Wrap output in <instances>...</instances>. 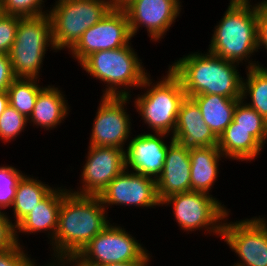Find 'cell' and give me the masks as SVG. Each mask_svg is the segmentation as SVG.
Here are the masks:
<instances>
[{
	"instance_id": "1",
	"label": "cell",
	"mask_w": 267,
	"mask_h": 266,
	"mask_svg": "<svg viewBox=\"0 0 267 266\" xmlns=\"http://www.w3.org/2000/svg\"><path fill=\"white\" fill-rule=\"evenodd\" d=\"M107 214L98 196L78 195L68 190L59 209L54 240L50 243L52 258H74L110 224Z\"/></svg>"
},
{
	"instance_id": "2",
	"label": "cell",
	"mask_w": 267,
	"mask_h": 266,
	"mask_svg": "<svg viewBox=\"0 0 267 266\" xmlns=\"http://www.w3.org/2000/svg\"><path fill=\"white\" fill-rule=\"evenodd\" d=\"M171 63L169 69L180 79L189 98L200 94L242 98L243 78L238 71L239 64L209 51L191 52Z\"/></svg>"
},
{
	"instance_id": "3",
	"label": "cell",
	"mask_w": 267,
	"mask_h": 266,
	"mask_svg": "<svg viewBox=\"0 0 267 266\" xmlns=\"http://www.w3.org/2000/svg\"><path fill=\"white\" fill-rule=\"evenodd\" d=\"M229 2L213 28L207 51L239 65L247 64L245 69L260 66V62L252 59L258 52L257 3L251 0Z\"/></svg>"
},
{
	"instance_id": "4",
	"label": "cell",
	"mask_w": 267,
	"mask_h": 266,
	"mask_svg": "<svg viewBox=\"0 0 267 266\" xmlns=\"http://www.w3.org/2000/svg\"><path fill=\"white\" fill-rule=\"evenodd\" d=\"M135 50L130 43L121 48L96 51L79 65L91 78L106 84L102 96L132 97L131 90L139 89L150 74Z\"/></svg>"
},
{
	"instance_id": "5",
	"label": "cell",
	"mask_w": 267,
	"mask_h": 266,
	"mask_svg": "<svg viewBox=\"0 0 267 266\" xmlns=\"http://www.w3.org/2000/svg\"><path fill=\"white\" fill-rule=\"evenodd\" d=\"M154 82L149 74L139 87L143 92L133 102L143 125L154 133L173 135L180 106L187 97L180 79L169 69ZM146 91V92H145Z\"/></svg>"
},
{
	"instance_id": "6",
	"label": "cell",
	"mask_w": 267,
	"mask_h": 266,
	"mask_svg": "<svg viewBox=\"0 0 267 266\" xmlns=\"http://www.w3.org/2000/svg\"><path fill=\"white\" fill-rule=\"evenodd\" d=\"M47 47L57 52L49 15L19 17L16 38L8 53L15 78L40 80Z\"/></svg>"
},
{
	"instance_id": "7",
	"label": "cell",
	"mask_w": 267,
	"mask_h": 266,
	"mask_svg": "<svg viewBox=\"0 0 267 266\" xmlns=\"http://www.w3.org/2000/svg\"><path fill=\"white\" fill-rule=\"evenodd\" d=\"M48 12L52 41L57 52L77 43L83 33L114 6L113 0H56Z\"/></svg>"
},
{
	"instance_id": "8",
	"label": "cell",
	"mask_w": 267,
	"mask_h": 266,
	"mask_svg": "<svg viewBox=\"0 0 267 266\" xmlns=\"http://www.w3.org/2000/svg\"><path fill=\"white\" fill-rule=\"evenodd\" d=\"M217 199L213 195L189 191L169 196L161 202V207L173 208L174 221L187 234L204 230V234H215L218 238L225 218L231 212Z\"/></svg>"
},
{
	"instance_id": "9",
	"label": "cell",
	"mask_w": 267,
	"mask_h": 266,
	"mask_svg": "<svg viewBox=\"0 0 267 266\" xmlns=\"http://www.w3.org/2000/svg\"><path fill=\"white\" fill-rule=\"evenodd\" d=\"M142 245L121 224L110 223L74 258L82 265L152 261V253L150 254L148 249Z\"/></svg>"
},
{
	"instance_id": "10",
	"label": "cell",
	"mask_w": 267,
	"mask_h": 266,
	"mask_svg": "<svg viewBox=\"0 0 267 266\" xmlns=\"http://www.w3.org/2000/svg\"><path fill=\"white\" fill-rule=\"evenodd\" d=\"M229 216L222 226L221 239L239 259L231 266H267V218L259 215L229 221Z\"/></svg>"
},
{
	"instance_id": "11",
	"label": "cell",
	"mask_w": 267,
	"mask_h": 266,
	"mask_svg": "<svg viewBox=\"0 0 267 266\" xmlns=\"http://www.w3.org/2000/svg\"><path fill=\"white\" fill-rule=\"evenodd\" d=\"M132 38L125 10L113 6L99 22L83 33L68 54L80 64L93 52L121 48L133 42Z\"/></svg>"
},
{
	"instance_id": "12",
	"label": "cell",
	"mask_w": 267,
	"mask_h": 266,
	"mask_svg": "<svg viewBox=\"0 0 267 266\" xmlns=\"http://www.w3.org/2000/svg\"><path fill=\"white\" fill-rule=\"evenodd\" d=\"M90 131L89 146L126 149L132 135V117L126 105L131 97L101 96ZM131 118V119H130Z\"/></svg>"
},
{
	"instance_id": "13",
	"label": "cell",
	"mask_w": 267,
	"mask_h": 266,
	"mask_svg": "<svg viewBox=\"0 0 267 266\" xmlns=\"http://www.w3.org/2000/svg\"><path fill=\"white\" fill-rule=\"evenodd\" d=\"M105 209L116 206L141 208L160 207L156 180L126 168L118 174L98 196Z\"/></svg>"
},
{
	"instance_id": "14",
	"label": "cell",
	"mask_w": 267,
	"mask_h": 266,
	"mask_svg": "<svg viewBox=\"0 0 267 266\" xmlns=\"http://www.w3.org/2000/svg\"><path fill=\"white\" fill-rule=\"evenodd\" d=\"M88 154L80 174V187L70 192L78 195L99 196L106 186L125 167V150L116 147L88 146Z\"/></svg>"
},
{
	"instance_id": "15",
	"label": "cell",
	"mask_w": 267,
	"mask_h": 266,
	"mask_svg": "<svg viewBox=\"0 0 267 266\" xmlns=\"http://www.w3.org/2000/svg\"><path fill=\"white\" fill-rule=\"evenodd\" d=\"M181 0H131L125 10L133 37L145 28L150 41L164 39L182 10Z\"/></svg>"
},
{
	"instance_id": "16",
	"label": "cell",
	"mask_w": 267,
	"mask_h": 266,
	"mask_svg": "<svg viewBox=\"0 0 267 266\" xmlns=\"http://www.w3.org/2000/svg\"><path fill=\"white\" fill-rule=\"evenodd\" d=\"M125 149V167L137 174L155 180L161 175L169 144L166 133H144L132 135Z\"/></svg>"
},
{
	"instance_id": "17",
	"label": "cell",
	"mask_w": 267,
	"mask_h": 266,
	"mask_svg": "<svg viewBox=\"0 0 267 266\" xmlns=\"http://www.w3.org/2000/svg\"><path fill=\"white\" fill-rule=\"evenodd\" d=\"M161 175L156 179L157 195L162 202L171 195L191 191L190 148L169 138Z\"/></svg>"
},
{
	"instance_id": "18",
	"label": "cell",
	"mask_w": 267,
	"mask_h": 266,
	"mask_svg": "<svg viewBox=\"0 0 267 266\" xmlns=\"http://www.w3.org/2000/svg\"><path fill=\"white\" fill-rule=\"evenodd\" d=\"M172 138L189 148L218 144V138L203 120L199 107L189 97L180 106Z\"/></svg>"
},
{
	"instance_id": "19",
	"label": "cell",
	"mask_w": 267,
	"mask_h": 266,
	"mask_svg": "<svg viewBox=\"0 0 267 266\" xmlns=\"http://www.w3.org/2000/svg\"><path fill=\"white\" fill-rule=\"evenodd\" d=\"M64 187V188H63ZM55 188L15 227L16 241L21 243L19 234L45 233L49 243L54 240L58 227V214L64 194L68 187Z\"/></svg>"
},
{
	"instance_id": "20",
	"label": "cell",
	"mask_w": 267,
	"mask_h": 266,
	"mask_svg": "<svg viewBox=\"0 0 267 266\" xmlns=\"http://www.w3.org/2000/svg\"><path fill=\"white\" fill-rule=\"evenodd\" d=\"M61 89L49 84L39 92L33 112L28 118L30 126L50 131L57 129L58 125L63 123L68 117L71 107Z\"/></svg>"
},
{
	"instance_id": "21",
	"label": "cell",
	"mask_w": 267,
	"mask_h": 266,
	"mask_svg": "<svg viewBox=\"0 0 267 266\" xmlns=\"http://www.w3.org/2000/svg\"><path fill=\"white\" fill-rule=\"evenodd\" d=\"M224 158L227 159L217 146L190 148L191 191L212 195Z\"/></svg>"
},
{
	"instance_id": "22",
	"label": "cell",
	"mask_w": 267,
	"mask_h": 266,
	"mask_svg": "<svg viewBox=\"0 0 267 266\" xmlns=\"http://www.w3.org/2000/svg\"><path fill=\"white\" fill-rule=\"evenodd\" d=\"M190 98L197 104L203 120L217 138L233 121L235 107L241 100L215 94H200Z\"/></svg>"
},
{
	"instance_id": "23",
	"label": "cell",
	"mask_w": 267,
	"mask_h": 266,
	"mask_svg": "<svg viewBox=\"0 0 267 266\" xmlns=\"http://www.w3.org/2000/svg\"><path fill=\"white\" fill-rule=\"evenodd\" d=\"M217 147L227 158L239 161H254L264 146L254 137V129L226 128L218 138Z\"/></svg>"
},
{
	"instance_id": "24",
	"label": "cell",
	"mask_w": 267,
	"mask_h": 266,
	"mask_svg": "<svg viewBox=\"0 0 267 266\" xmlns=\"http://www.w3.org/2000/svg\"><path fill=\"white\" fill-rule=\"evenodd\" d=\"M31 176L26 173L18 181L10 209L13 217L7 214L15 227L55 188Z\"/></svg>"
},
{
	"instance_id": "25",
	"label": "cell",
	"mask_w": 267,
	"mask_h": 266,
	"mask_svg": "<svg viewBox=\"0 0 267 266\" xmlns=\"http://www.w3.org/2000/svg\"><path fill=\"white\" fill-rule=\"evenodd\" d=\"M245 70L247 78L243 76L241 99L267 121V67L261 64Z\"/></svg>"
},
{
	"instance_id": "26",
	"label": "cell",
	"mask_w": 267,
	"mask_h": 266,
	"mask_svg": "<svg viewBox=\"0 0 267 266\" xmlns=\"http://www.w3.org/2000/svg\"><path fill=\"white\" fill-rule=\"evenodd\" d=\"M39 79L16 78L7 89L9 105L27 118L32 114L36 98L45 87Z\"/></svg>"
},
{
	"instance_id": "27",
	"label": "cell",
	"mask_w": 267,
	"mask_h": 266,
	"mask_svg": "<svg viewBox=\"0 0 267 266\" xmlns=\"http://www.w3.org/2000/svg\"><path fill=\"white\" fill-rule=\"evenodd\" d=\"M227 128L254 129V137L263 146L267 144V121L242 99L237 103L233 121Z\"/></svg>"
},
{
	"instance_id": "28",
	"label": "cell",
	"mask_w": 267,
	"mask_h": 266,
	"mask_svg": "<svg viewBox=\"0 0 267 266\" xmlns=\"http://www.w3.org/2000/svg\"><path fill=\"white\" fill-rule=\"evenodd\" d=\"M24 174L15 166L0 165V212L7 213L5 209L12 207L17 183Z\"/></svg>"
},
{
	"instance_id": "29",
	"label": "cell",
	"mask_w": 267,
	"mask_h": 266,
	"mask_svg": "<svg viewBox=\"0 0 267 266\" xmlns=\"http://www.w3.org/2000/svg\"><path fill=\"white\" fill-rule=\"evenodd\" d=\"M28 118L12 106H8L0 116V141L5 144L16 140L27 126Z\"/></svg>"
},
{
	"instance_id": "30",
	"label": "cell",
	"mask_w": 267,
	"mask_h": 266,
	"mask_svg": "<svg viewBox=\"0 0 267 266\" xmlns=\"http://www.w3.org/2000/svg\"><path fill=\"white\" fill-rule=\"evenodd\" d=\"M47 0H0L1 13L19 17H34L47 15L45 8ZM45 8V9H43Z\"/></svg>"
},
{
	"instance_id": "31",
	"label": "cell",
	"mask_w": 267,
	"mask_h": 266,
	"mask_svg": "<svg viewBox=\"0 0 267 266\" xmlns=\"http://www.w3.org/2000/svg\"><path fill=\"white\" fill-rule=\"evenodd\" d=\"M19 16L0 13V53L7 54L16 38Z\"/></svg>"
},
{
	"instance_id": "32",
	"label": "cell",
	"mask_w": 267,
	"mask_h": 266,
	"mask_svg": "<svg viewBox=\"0 0 267 266\" xmlns=\"http://www.w3.org/2000/svg\"><path fill=\"white\" fill-rule=\"evenodd\" d=\"M23 245L17 243L9 250L0 252V266H34L36 260L31 258V254L28 255Z\"/></svg>"
},
{
	"instance_id": "33",
	"label": "cell",
	"mask_w": 267,
	"mask_h": 266,
	"mask_svg": "<svg viewBox=\"0 0 267 266\" xmlns=\"http://www.w3.org/2000/svg\"><path fill=\"white\" fill-rule=\"evenodd\" d=\"M17 244L16 230L7 213L0 212V252L9 250Z\"/></svg>"
},
{
	"instance_id": "34",
	"label": "cell",
	"mask_w": 267,
	"mask_h": 266,
	"mask_svg": "<svg viewBox=\"0 0 267 266\" xmlns=\"http://www.w3.org/2000/svg\"><path fill=\"white\" fill-rule=\"evenodd\" d=\"M257 44L267 53V0L257 2Z\"/></svg>"
},
{
	"instance_id": "35",
	"label": "cell",
	"mask_w": 267,
	"mask_h": 266,
	"mask_svg": "<svg viewBox=\"0 0 267 266\" xmlns=\"http://www.w3.org/2000/svg\"><path fill=\"white\" fill-rule=\"evenodd\" d=\"M15 79L9 56L0 53V91H7Z\"/></svg>"
},
{
	"instance_id": "36",
	"label": "cell",
	"mask_w": 267,
	"mask_h": 266,
	"mask_svg": "<svg viewBox=\"0 0 267 266\" xmlns=\"http://www.w3.org/2000/svg\"><path fill=\"white\" fill-rule=\"evenodd\" d=\"M46 266H83L75 258H52Z\"/></svg>"
},
{
	"instance_id": "37",
	"label": "cell",
	"mask_w": 267,
	"mask_h": 266,
	"mask_svg": "<svg viewBox=\"0 0 267 266\" xmlns=\"http://www.w3.org/2000/svg\"><path fill=\"white\" fill-rule=\"evenodd\" d=\"M150 261H128L119 263H103L100 265H83V266H150Z\"/></svg>"
},
{
	"instance_id": "38",
	"label": "cell",
	"mask_w": 267,
	"mask_h": 266,
	"mask_svg": "<svg viewBox=\"0 0 267 266\" xmlns=\"http://www.w3.org/2000/svg\"><path fill=\"white\" fill-rule=\"evenodd\" d=\"M9 106V98L7 91H0V116L5 109Z\"/></svg>"
},
{
	"instance_id": "39",
	"label": "cell",
	"mask_w": 267,
	"mask_h": 266,
	"mask_svg": "<svg viewBox=\"0 0 267 266\" xmlns=\"http://www.w3.org/2000/svg\"><path fill=\"white\" fill-rule=\"evenodd\" d=\"M131 0H113L114 6L124 8Z\"/></svg>"
}]
</instances>
